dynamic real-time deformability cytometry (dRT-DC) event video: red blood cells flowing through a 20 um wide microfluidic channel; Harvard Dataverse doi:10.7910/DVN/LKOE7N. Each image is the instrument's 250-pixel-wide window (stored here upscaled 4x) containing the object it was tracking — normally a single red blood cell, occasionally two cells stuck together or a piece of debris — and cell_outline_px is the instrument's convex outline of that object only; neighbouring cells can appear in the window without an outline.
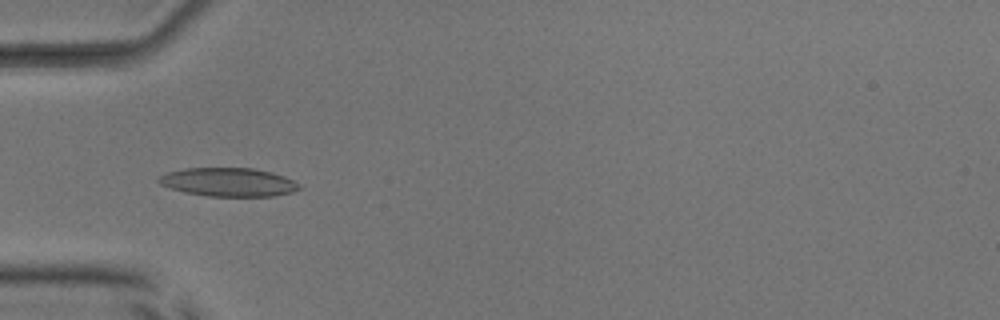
{"species": "common noctule bat (a hibernating species)", "species_latin": "Nyctalus noctula", "temperature_condition": "room temperature", "stored_images_in_passage": 29, "camera_frame_rate_fps": 3000, "um_per_image_px": 0.085, "animal": {"sex": "male", "body_mass_g": 17.9, "forearm_length_mm": 54.2}, "frame": {"image": 1, "passage_image": 16, "time_ms": 5.0, "image_size_px": [1000, 320], "cell_outline_px": [[300, 188], [292, 192], [276, 196], [208, 196], [184, 192], [160, 184], [156, 180], [156, 176], [168, 172], [184, 168], [252, 168], [272, 172], [284, 176], [300, 184]], "centroid_in_image_um": [19.4, 15.48], "position_along_channel_um": 65.6, "area_um2": 23.47}}
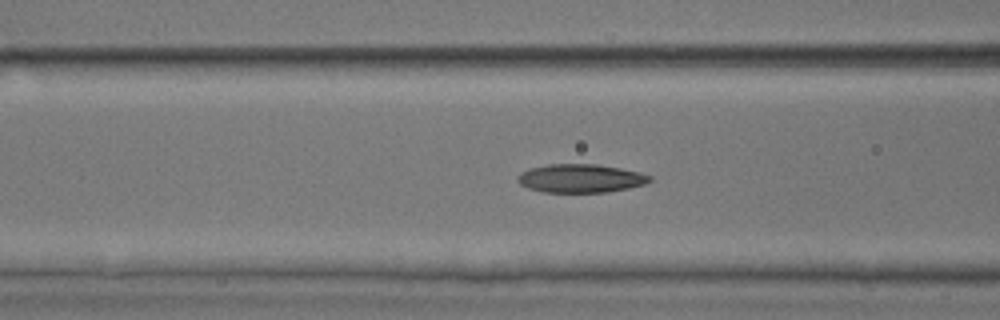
{"frame": {"image": 2, "passage_image": 20, "time_ms": 6.333, "image_size_px": [1000, 320], "cell_outline_px": [[652, 180], [644, 184], [628, 188], [608, 192], [544, 192], [528, 188], [520, 184], [516, 180], [516, 176], [520, 172], [532, 168], [548, 164], [596, 164], [620, 168], [640, 172], [652, 176]], "centroid_in_image_um": [49.34, 15.16], "position_along_channel_um": 117.3, "area_um2": 21.96}}